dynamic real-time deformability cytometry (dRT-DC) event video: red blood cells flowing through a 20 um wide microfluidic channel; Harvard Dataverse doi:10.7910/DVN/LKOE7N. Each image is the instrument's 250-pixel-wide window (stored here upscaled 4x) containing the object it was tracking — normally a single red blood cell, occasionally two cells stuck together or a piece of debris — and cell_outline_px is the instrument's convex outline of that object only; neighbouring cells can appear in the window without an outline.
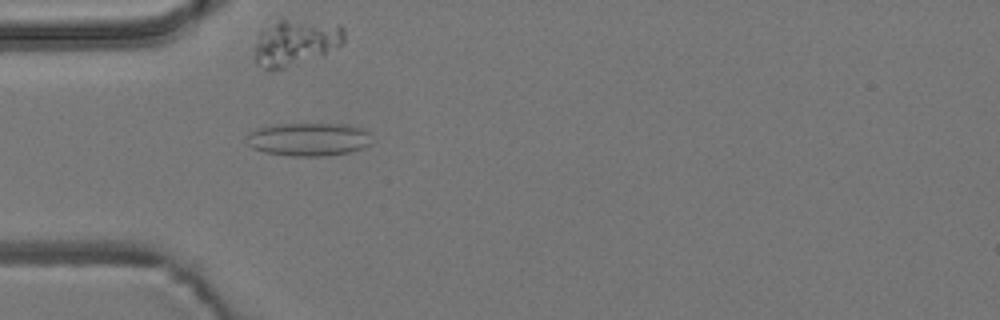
{"species": "common noctule bat (a hibernating species)", "species_latin": "Nyctalus noctula", "temperature_condition": "room temperature", "stored_images_in_passage": 2, "camera_frame_rate_fps": 3000, "um_per_image_px": 0.085, "animal": {"sex": "male", "body_mass_g": 19.2, "forearm_length_mm": 51.8}, "frame": {"image": 1, "passage_image": 2, "time_ms": 0.333, "image_size_px": [1000, 320], "cell_outline_px": [[372, 144], [364, 148], [352, 152], [320, 156], [292, 156], [264, 152], [252, 148], [244, 140], [244, 136], [248, 132], [256, 128], [272, 124], [348, 124], [364, 128], [368, 132]], "centroid_in_image_um": [26.2, 11.83], "position_along_channel_um": 58.8, "area_um2": 24.74}}